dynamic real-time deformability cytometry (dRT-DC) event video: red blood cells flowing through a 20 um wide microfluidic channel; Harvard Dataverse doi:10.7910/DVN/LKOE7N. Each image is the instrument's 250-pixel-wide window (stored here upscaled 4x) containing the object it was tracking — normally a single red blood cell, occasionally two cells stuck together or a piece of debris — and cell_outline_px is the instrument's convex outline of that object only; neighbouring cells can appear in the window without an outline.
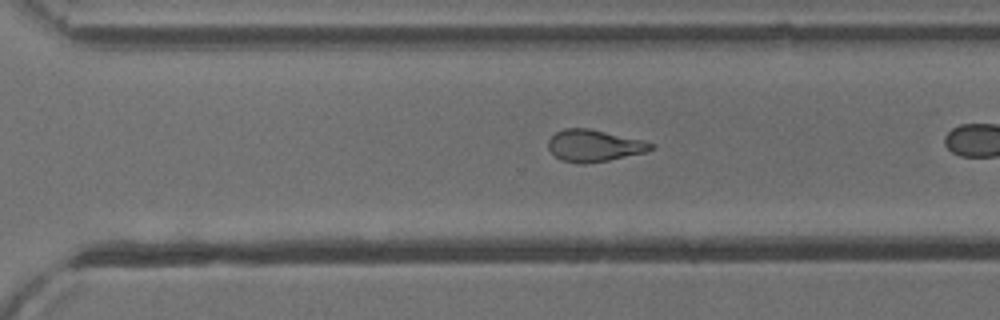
{"species": "common noctule bat (a hibernating species)", "species_latin": "Nyctalus noctula", "temperature_condition": "cold", "stored_images_in_passage": 28, "camera_frame_rate_fps": 3000, "um_per_image_px": 0.085, "animal": {"sex": "male", "body_mass_g": 13.3}, "frame": {"image": 1, "passage_image": 24, "time_ms": 7.667, "image_size_px": [1000, 320], "cell_outline_px": [[652, 148], [644, 152], [608, 160], [584, 164], [580, 164], [560, 160], [548, 148], [548, 140], [556, 132], [564, 128], [588, 128], [640, 140], [652, 144]], "centroid_in_image_um": [50.41, 12.38], "position_along_channel_um": 320.2, "area_um2": 18.61}}